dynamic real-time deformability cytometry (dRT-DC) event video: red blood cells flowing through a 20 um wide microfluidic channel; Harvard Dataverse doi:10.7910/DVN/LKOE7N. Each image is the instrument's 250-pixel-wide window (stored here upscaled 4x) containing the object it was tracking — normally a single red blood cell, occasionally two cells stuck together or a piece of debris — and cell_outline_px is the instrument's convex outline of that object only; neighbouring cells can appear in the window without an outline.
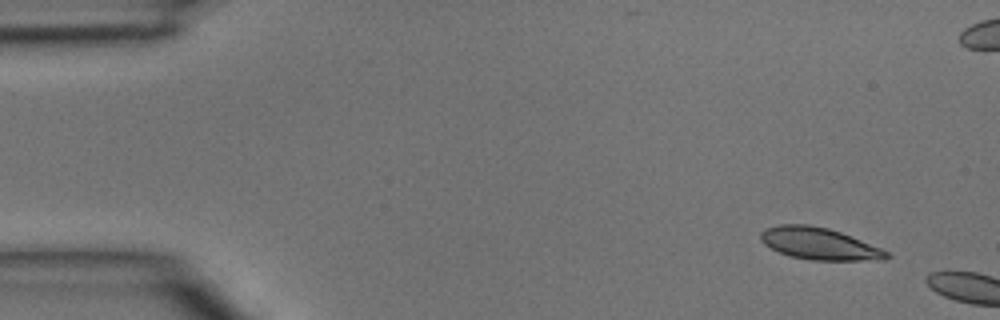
{"species": "common noctule bat (a hibernating species)", "species_latin": "Nyctalus noctula", "temperature_condition": "room temperature", "stored_images_in_passage": 2, "camera_frame_rate_fps": 3000, "um_per_image_px": 0.085, "animal": {"sex": "male", "body_mass_g": 15.6}, "frame": {"image": 1, "passage_image": 1, "time_ms": 0.0, "image_size_px": [1000, 320], "cell_outline_px": [[892, 256], [884, 260], [812, 260], [788, 256], [764, 244], [760, 240], [760, 232], [764, 228], [780, 224], [808, 224], [828, 228], [840, 232], [880, 248], [888, 252]], "centroid_in_image_um": [69.6, 20.71], "position_along_channel_um": 15.4, "area_um2": 23.41}}